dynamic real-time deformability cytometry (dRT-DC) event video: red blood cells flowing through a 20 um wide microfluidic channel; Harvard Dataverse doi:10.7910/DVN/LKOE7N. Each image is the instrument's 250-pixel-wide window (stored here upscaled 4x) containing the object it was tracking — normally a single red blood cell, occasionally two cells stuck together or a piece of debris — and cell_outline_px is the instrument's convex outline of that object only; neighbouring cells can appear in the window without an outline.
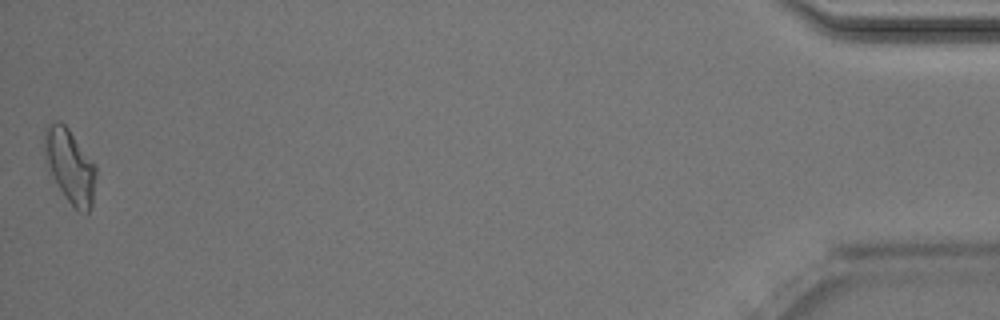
{"species": "Egyptian fruit bat (a non-hibernating species)", "species_latin": "Rousettus aegyptiacus", "temperature_condition": "room temperature", "stored_images_in_passage": 36, "camera_frame_rate_fps": 3000, "um_per_image_px": 0.085, "animal": {"sex": "male"}, "frame": {"image": 1, "passage_image": 36, "time_ms": 11.667, "image_size_px": [1000, 320], "cell_outline_px": [[96, 176], [92, 204], [88, 212], [76, 208], [68, 200], [60, 188], [44, 156], [44, 132], [48, 124], [56, 120], [60, 120], [68, 128], [96, 164]], "centroid_in_image_um": [5.96, 14.03], "position_along_channel_um": 429.2, "area_um2": 21.68}, "authors_computed_cell_mechanics": {"area_um2": 20.7502, "velocity_mm_per_s": 4.0153, "shape_relaxation_time_tau1_ms": null, "shape_relaxation_time_tau2_ms": 3.2399, "deformation_change_tau1": null, "deformation_change_tau2": 0.1306}}